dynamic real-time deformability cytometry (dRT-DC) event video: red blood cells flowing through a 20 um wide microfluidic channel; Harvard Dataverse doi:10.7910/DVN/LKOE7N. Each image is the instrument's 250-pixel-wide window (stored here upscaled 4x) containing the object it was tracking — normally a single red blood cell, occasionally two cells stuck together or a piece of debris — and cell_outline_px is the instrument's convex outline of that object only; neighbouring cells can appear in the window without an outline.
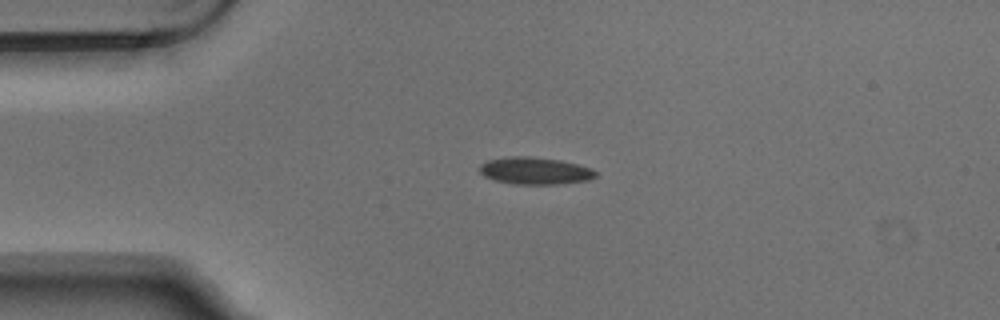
{"species": "Egyptian fruit bat (a non-hibernating species)", "species_latin": "Rousettus aegyptiacus", "temperature_condition": "warm", "stored_images_in_passage": 4, "camera_frame_rate_fps": 3000, "um_per_image_px": 0.085, "animal": {"sex": "male"}, "frame": {"image": 1, "passage_image": 1, "time_ms": 0.0, "image_size_px": [1000, 320], "cell_outline_px": [[596, 176], [588, 180], [556, 184], [512, 184], [496, 180], [484, 176], [480, 172], [480, 164], [488, 160], [512, 156], [528, 156], [560, 160], [592, 168], [596, 172]], "centroid_in_image_um": [45.47, 14.51], "position_along_channel_um": 39.5, "area_um2": 18.21}}
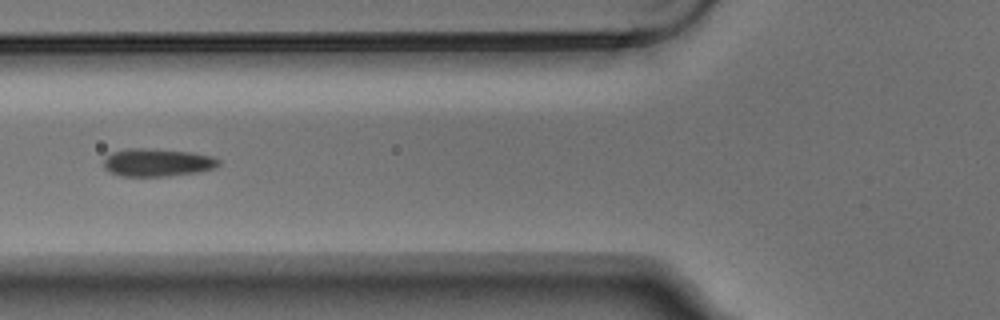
{"frame": {"image": 2, "passage_image": 3, "time_ms": 0.667, "image_size_px": [1000, 320], "cell_outline_px": [[220, 164], [216, 168], [196, 172], [168, 176], [120, 176], [108, 172], [104, 168], [104, 160], [112, 152], [128, 148], [144, 148], [188, 152], [212, 156], [220, 160]], "centroid_in_image_um": [13.36, 13.82], "position_along_channel_um": 112.4, "area_um2": 18.61}}
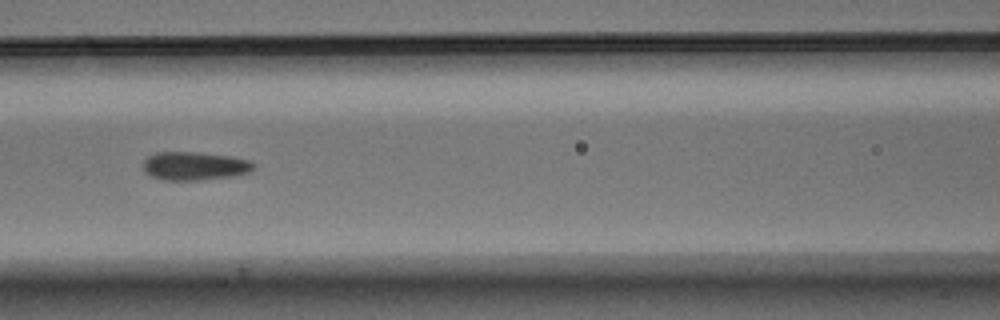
{"frame": {"image": 3, "passage_image": 4, "time_ms": 1.0, "image_size_px": [1000, 320], "cell_outline_px": [[256, 168], [248, 172], [232, 176], [200, 180], [164, 180], [152, 176], [144, 172], [144, 160], [148, 156], [156, 152], [200, 152], [232, 156], [252, 160], [256, 164]], "centroid_in_image_um": [16.58, 14.09], "position_along_channel_um": 150.0, "area_um2": 18.5}}